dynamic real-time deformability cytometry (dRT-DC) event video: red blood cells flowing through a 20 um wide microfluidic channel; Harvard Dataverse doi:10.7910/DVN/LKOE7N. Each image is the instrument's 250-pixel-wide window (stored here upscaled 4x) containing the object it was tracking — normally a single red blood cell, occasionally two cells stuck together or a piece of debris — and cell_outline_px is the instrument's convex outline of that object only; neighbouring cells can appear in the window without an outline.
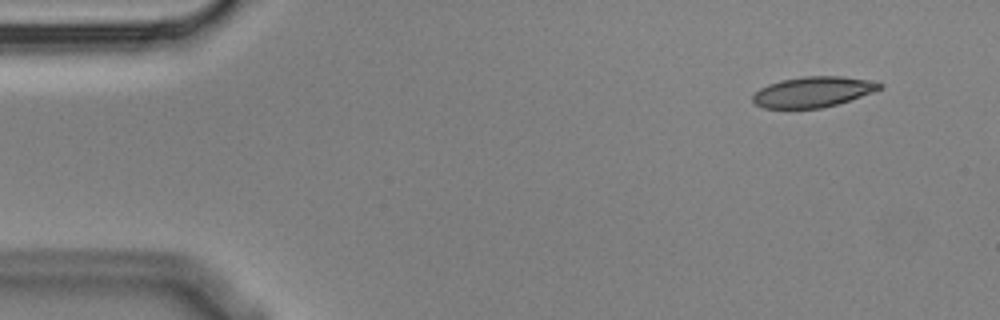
{"species": "Egyptian fruit bat (a non-hibernating species)", "species_latin": "Rousettus aegyptiacus", "temperature_condition": "cold", "stored_images_in_passage": 3, "camera_frame_rate_fps": 3000, "um_per_image_px": 0.085, "animal": {"sex": "male"}, "frame": {"image": 1, "passage_image": 1, "time_ms": 0.0, "image_size_px": [1000, 320], "cell_outline_px": [[884, 88], [836, 104], [820, 108], [764, 108], [756, 104], [752, 100], [752, 96], [760, 88], [768, 84], [780, 80], [804, 76], [840, 76], [880, 80], [884, 84]], "centroid_in_image_um": [69.16, 7.79], "position_along_channel_um": 15.8, "area_um2": 22.72}}